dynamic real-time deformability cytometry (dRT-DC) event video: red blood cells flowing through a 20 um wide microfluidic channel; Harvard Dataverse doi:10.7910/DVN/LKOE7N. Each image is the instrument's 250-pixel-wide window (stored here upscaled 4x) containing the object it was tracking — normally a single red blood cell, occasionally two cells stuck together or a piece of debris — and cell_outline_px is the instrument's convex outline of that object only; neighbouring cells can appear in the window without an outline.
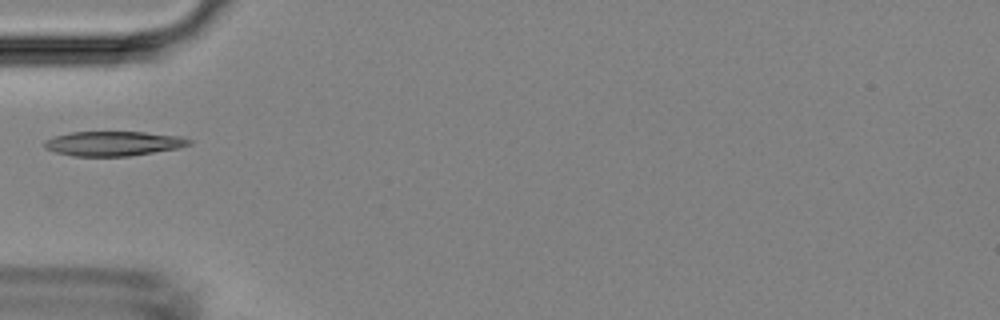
{"species": "Egyptian fruit bat (a non-hibernating species)", "species_latin": "Rousettus aegyptiacus", "temperature_condition": "room temperature", "stored_images_in_passage": 5, "camera_frame_rate_fps": 3000, "um_per_image_px": 0.085, "animal": {"sex": "female"}, "frame": {"image": 1, "passage_image": 5, "time_ms": 4.667, "image_size_px": [1000, 320], "cell_outline_px": [[192, 144], [180, 148], [128, 156], [72, 156], [56, 152], [44, 148], [44, 140], [52, 136], [72, 132], [144, 132], [180, 136], [192, 140]], "centroid_in_image_um": [9.63, 12.2], "position_along_channel_um": 75.4, "area_um2": 20.87}}